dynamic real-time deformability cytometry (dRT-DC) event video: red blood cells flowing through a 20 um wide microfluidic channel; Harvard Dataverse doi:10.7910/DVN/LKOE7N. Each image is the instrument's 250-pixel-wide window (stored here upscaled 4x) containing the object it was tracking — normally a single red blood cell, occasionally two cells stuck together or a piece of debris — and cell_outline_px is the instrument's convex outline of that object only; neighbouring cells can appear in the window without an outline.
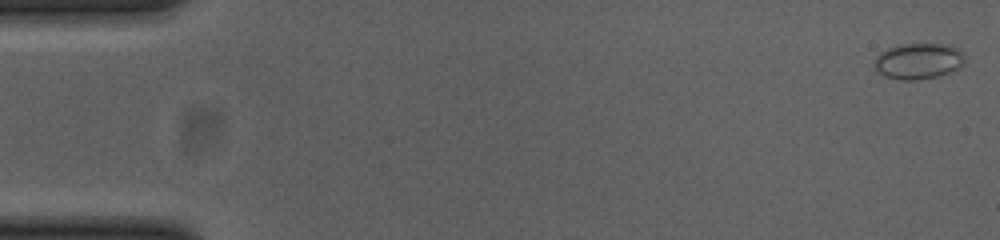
{"species": "common noctule bat (a hibernating species)", "species_latin": "Nyctalus noctula", "temperature_condition": "cold", "stored_images_in_passage": 53, "camera_frame_rate_fps": 3000, "um_per_image_px": 0.085, "animal": {"sex": "female", "body_mass_g": 23.0, "forearm_length_mm": 53.4}, "frame": {"image": 1, "passage_image": 1, "time_ms": 0.0, "image_size_px": [1000, 240], "cell_outline_px": [[964, 64], [960, 68], [936, 76], [916, 80], [900, 80], [884, 76], [876, 72], [872, 64], [876, 56], [880, 52], [888, 48], [900, 44], [952, 44], [960, 48], [964, 56]], "centroid_in_image_um": [78.05, 5.18], "position_along_channel_um": 7.0, "area_um2": 19.31}}
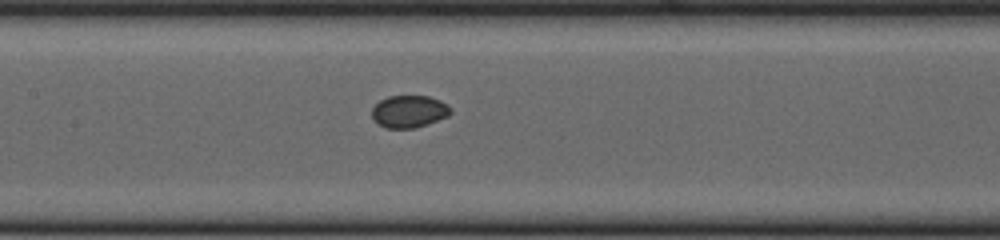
{"frame": {"image": 2, "passage_image": 25, "time_ms": 8.0, "image_size_px": [1000, 240], "cell_outline_px": [[452, 112], [448, 116], [428, 124], [416, 128], [388, 128], [380, 124], [372, 116], [372, 108], [380, 100], [388, 96], [428, 96], [440, 100], [448, 104], [452, 108]], "centroid_in_image_um": [34.82, 9.47], "position_along_channel_um": 172.6, "area_um2": 14.8}}
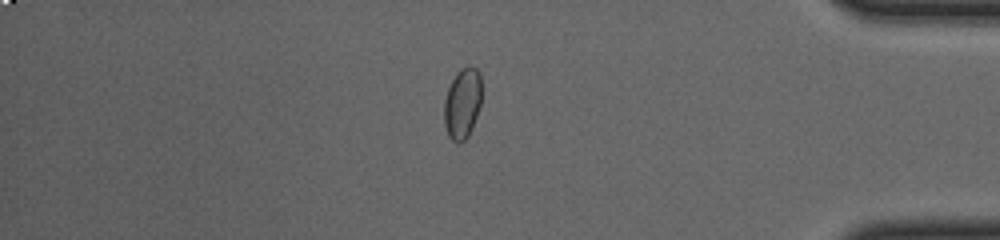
{"frame": {"image": 3, "passage_image": 45, "time_ms": 14.667, "image_size_px": [1000, 240], "cell_outline_px": [[480, 104], [476, 116], [468, 136], [464, 140], [456, 144], [448, 136], [444, 124], [444, 100], [448, 88], [456, 72], [460, 68], [468, 64], [472, 64], [480, 72]], "centroid_in_image_um": [39.28, 8.75], "position_along_channel_um": 395.9, "area_um2": 15.55}}